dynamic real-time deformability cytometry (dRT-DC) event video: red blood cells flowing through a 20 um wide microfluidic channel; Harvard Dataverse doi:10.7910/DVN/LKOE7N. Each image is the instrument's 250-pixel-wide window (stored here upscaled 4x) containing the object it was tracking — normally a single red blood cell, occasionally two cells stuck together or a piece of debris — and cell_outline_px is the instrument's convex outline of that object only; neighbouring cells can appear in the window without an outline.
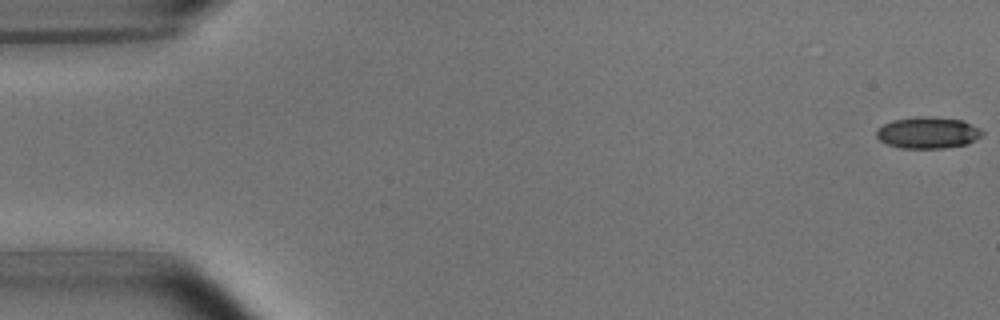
{"species": "common noctule bat (a hibernating species)", "species_latin": "Nyctalus noctula", "temperature_condition": "room temperature", "stored_images_in_passage": 4, "camera_frame_rate_fps": 3000, "um_per_image_px": 0.085, "animal": {"sex": "male", "body_mass_g": 15.6}, "frame": {"image": 1, "passage_image": 1, "time_ms": 0.0, "image_size_px": [1000, 320], "cell_outline_px": [[984, 132], [976, 140], [968, 144], [948, 148], [900, 148], [888, 144], [880, 140], [876, 136], [876, 128], [892, 120], [916, 116], [928, 116], [964, 120], [980, 128]], "centroid_in_image_um": [78.88, 11.27], "position_along_channel_um": 6.1, "area_um2": 19.71}}
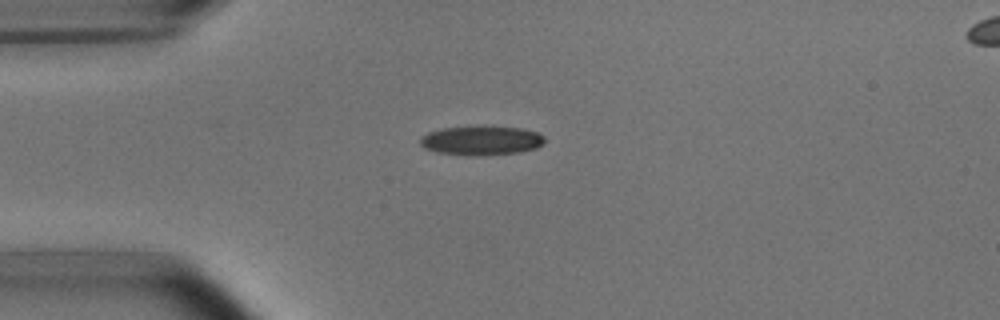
{"frame": {"image": 2, "passage_image": 4, "time_ms": 4.333, "image_size_px": [1000, 320], "cell_outline_px": [[544, 144], [536, 148], [520, 152], [480, 156], [476, 156], [436, 152], [424, 148], [420, 144], [420, 136], [428, 132], [440, 128], [524, 128], [536, 132], [544, 136]], "centroid_in_image_um": [40.9, 11.97], "position_along_channel_um": 44.1, "area_um2": 20.81}}